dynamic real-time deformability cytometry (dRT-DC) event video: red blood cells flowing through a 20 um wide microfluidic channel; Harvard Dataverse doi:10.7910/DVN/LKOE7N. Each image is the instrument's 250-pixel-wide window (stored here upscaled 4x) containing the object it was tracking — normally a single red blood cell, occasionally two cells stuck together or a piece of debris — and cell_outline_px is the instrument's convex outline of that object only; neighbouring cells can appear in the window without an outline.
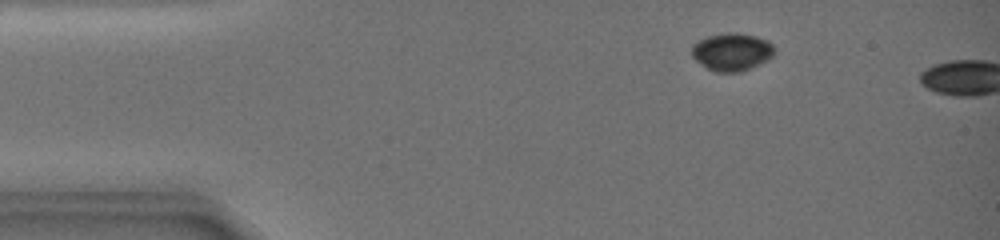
{"species": "common noctule bat (a hibernating species)", "species_latin": "Nyctalus noctula", "temperature_condition": "warm", "stored_images_in_passage": 3, "camera_frame_rate_fps": 3000, "um_per_image_px": 0.085, "animal": {"sex": "female", "body_mass_g": 19.0, "forearm_length_mm": 51.5}, "frame": {"image": 1, "passage_image": 1, "time_ms": 0.0, "image_size_px": [1000, 240], "cell_outline_px": [[776, 52], [772, 56], [760, 64], [740, 72], [716, 72], [708, 68], [696, 60], [692, 56], [692, 44], [708, 36], [724, 32], [736, 32], [756, 36], [768, 40], [776, 48]], "centroid_in_image_um": [62.24, 4.39], "position_along_channel_um": 22.8, "area_um2": 18.26}}